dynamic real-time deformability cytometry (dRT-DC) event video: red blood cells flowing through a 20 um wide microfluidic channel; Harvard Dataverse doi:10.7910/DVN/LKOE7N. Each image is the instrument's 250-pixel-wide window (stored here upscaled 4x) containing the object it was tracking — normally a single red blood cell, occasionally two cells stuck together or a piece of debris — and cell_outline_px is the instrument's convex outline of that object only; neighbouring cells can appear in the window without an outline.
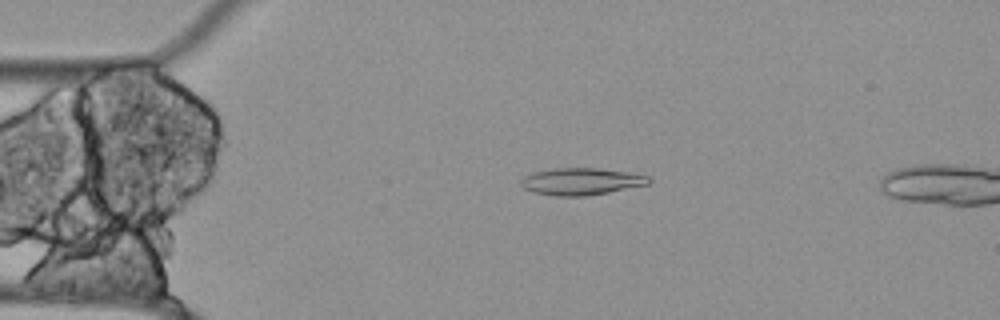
{"species": "Egyptian fruit bat (a non-hibernating species)", "species_latin": "Rousettus aegyptiacus", "temperature_condition": "cold", "stored_images_in_passage": 54, "camera_frame_rate_fps": 3000, "um_per_image_px": 0.085, "animal": {"sex": "female"}, "frame": {"image": 1, "passage_image": 12, "time_ms": 3.667, "image_size_px": [1000, 320], "cell_outline_px": [[652, 180], [648, 184], [588, 196], [556, 196], [532, 192], [524, 188], [520, 184], [520, 180], [524, 176], [532, 172], [552, 168], [600, 168], [628, 172], [648, 176]], "centroid_in_image_um": [49.37, 15.42], "position_along_channel_um": 35.6, "area_um2": 20.23}}
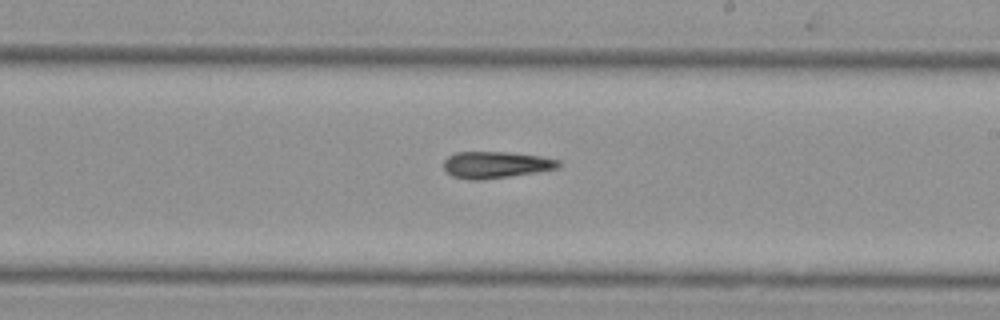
{"frame": {"image": 2, "passage_image": 32, "time_ms": 10.333, "image_size_px": [1000, 320], "cell_outline_px": [[560, 168], [536, 172], [480, 180], [468, 180], [452, 176], [444, 168], [444, 160], [448, 156], [456, 152], [508, 152], [540, 156], [560, 160]], "centroid_in_image_um": [42.15, 14.0], "position_along_channel_um": 246.9, "area_um2": 17.8}}
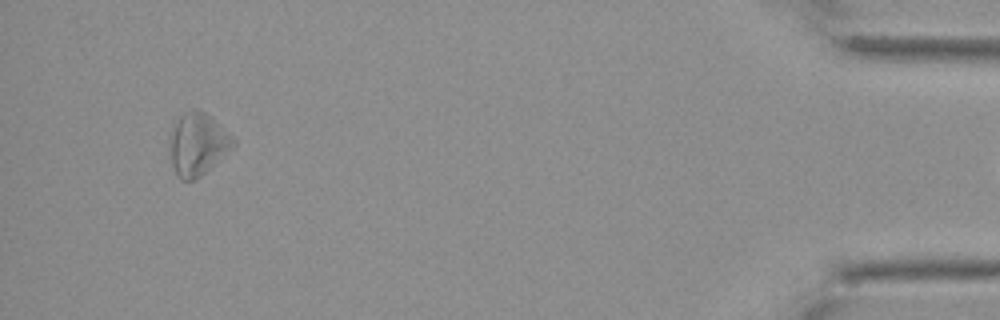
{"frame": {"image": 3, "passage_image": 53, "time_ms": 17.333, "image_size_px": [1000, 320], "cell_outline_px": [[236, 144], [224, 156], [196, 180], [180, 180], [172, 164], [168, 152], [168, 140], [172, 124], [184, 112], [196, 108], [212, 116], [236, 140]], "centroid_in_image_um": [16.77, 12.23], "position_along_channel_um": 418.4, "area_um2": 23.58}}